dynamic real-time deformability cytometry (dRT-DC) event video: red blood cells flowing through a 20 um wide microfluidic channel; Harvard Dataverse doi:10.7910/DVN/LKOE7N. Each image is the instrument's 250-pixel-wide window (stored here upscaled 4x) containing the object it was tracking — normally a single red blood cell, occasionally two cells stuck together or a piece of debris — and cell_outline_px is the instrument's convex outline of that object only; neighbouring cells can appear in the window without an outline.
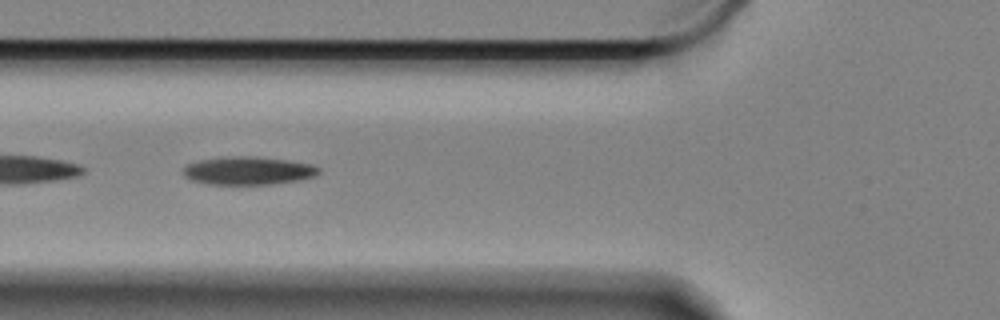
{"species": "Egyptian fruit bat (a non-hibernating species)", "species_latin": "Rousettus aegyptiacus", "temperature_condition": "cold", "stored_images_in_passage": 32, "camera_frame_rate_fps": 3000, "um_per_image_px": 0.085, "animal": {"sex": "female"}, "frame": {"image": 1, "passage_image": 18, "time_ms": 5.667, "image_size_px": [1000, 320], "cell_outline_px": [[320, 172], [316, 176], [300, 180], [272, 184], [208, 184], [188, 180], [184, 176], [184, 168], [188, 164], [200, 160], [224, 156], [248, 156], [284, 160], [308, 164], [320, 168]], "centroid_in_image_um": [21.06, 14.52], "position_along_channel_um": 104.7, "area_um2": 22.08}}
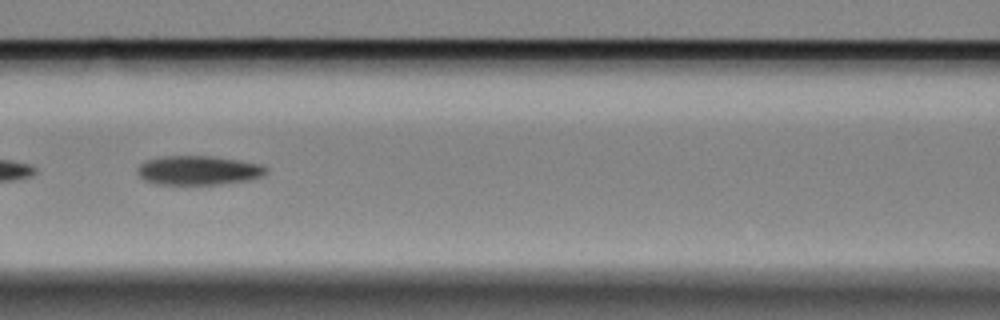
{"frame": {"image": 2, "passage_image": 22, "time_ms": 7.0, "image_size_px": [1000, 320], "cell_outline_px": [[268, 168], [260, 176], [244, 180], [216, 184], [156, 184], [144, 180], [140, 176], [140, 164], [148, 160], [164, 156], [212, 156], [240, 160], [260, 164]], "centroid_in_image_um": [16.86, 14.47], "position_along_channel_um": 149.7, "area_um2": 21.33}}
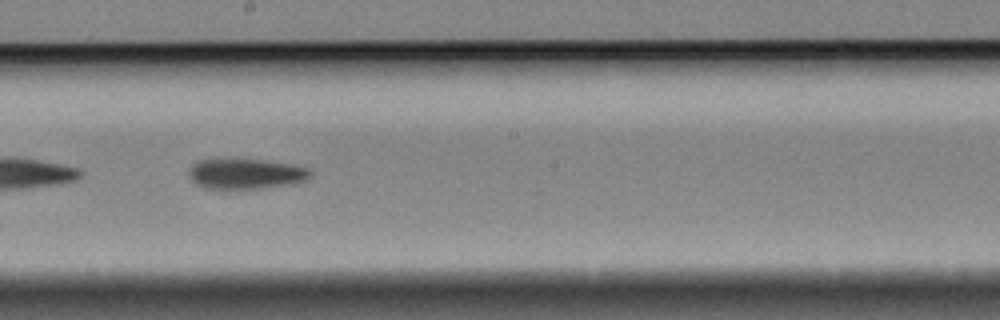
{"frame": {"image": 3, "passage_image": 29, "time_ms": 9.333, "image_size_px": [1000, 320], "cell_outline_px": [[312, 176], [308, 180], [292, 184], [264, 188], [204, 188], [196, 184], [192, 180], [192, 164], [196, 160], [260, 160], [292, 164], [308, 168], [312, 172]], "centroid_in_image_um": [20.99, 14.78], "position_along_channel_um": 227.2, "area_um2": 21.1}}